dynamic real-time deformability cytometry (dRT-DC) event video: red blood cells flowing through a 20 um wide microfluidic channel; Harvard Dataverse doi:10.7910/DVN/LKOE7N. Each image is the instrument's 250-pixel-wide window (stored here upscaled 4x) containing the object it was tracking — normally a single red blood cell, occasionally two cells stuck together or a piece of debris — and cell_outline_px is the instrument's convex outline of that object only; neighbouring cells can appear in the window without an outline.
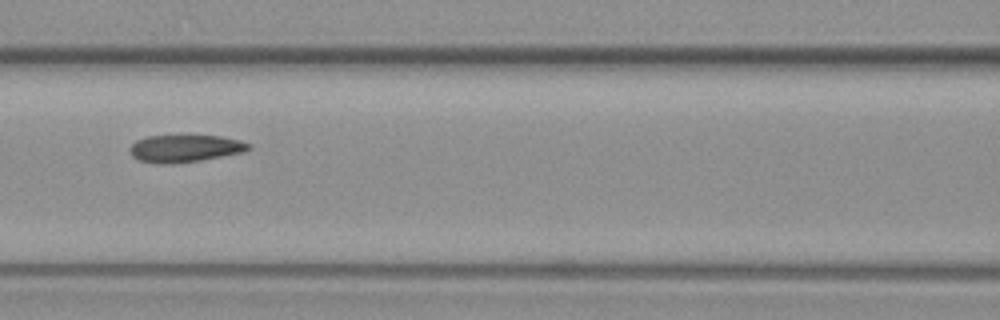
{"species": "common noctule bat (a hibernating species)", "species_latin": "Nyctalus noctula", "temperature_condition": "warm", "stored_images_in_passage": 7, "camera_frame_rate_fps": 3000, "um_per_image_px": 0.085, "animal": {"sex": "female", "body_mass_g": 19.3, "forearm_length_mm": 54.1}, "frame": {"image": 1, "passage_image": 5, "time_ms": 4.667, "image_size_px": [1000, 320], "cell_outline_px": [[252, 148], [244, 152], [200, 160], [172, 164], [160, 164], [140, 160], [132, 156], [128, 148], [136, 140], [148, 136], [220, 136], [240, 140], [252, 144]], "centroid_in_image_um": [15.74, 12.62], "position_along_channel_um": 150.9, "area_um2": 18.9}}
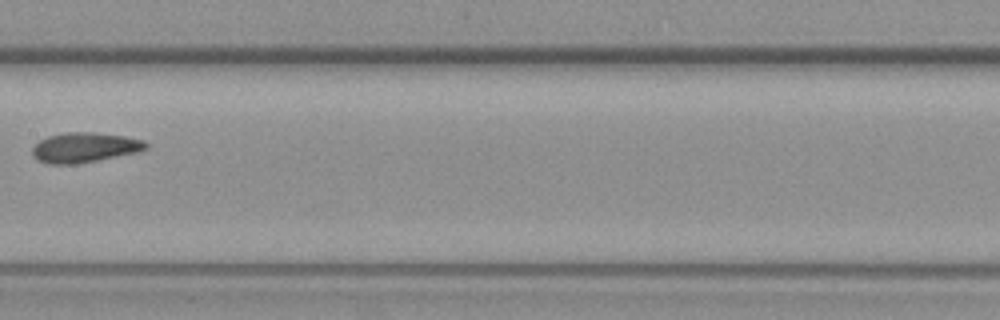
{"frame": {"image": 2, "passage_image": 6, "time_ms": 6.0, "image_size_px": [1000, 320], "cell_outline_px": [[148, 148], [140, 152], [76, 164], [48, 164], [36, 160], [32, 156], [32, 148], [40, 140], [48, 136], [64, 132], [92, 132], [124, 136], [144, 140], [148, 144]], "centroid_in_image_um": [7.19, 12.54], "position_along_channel_um": 200.2, "area_um2": 20.0}}
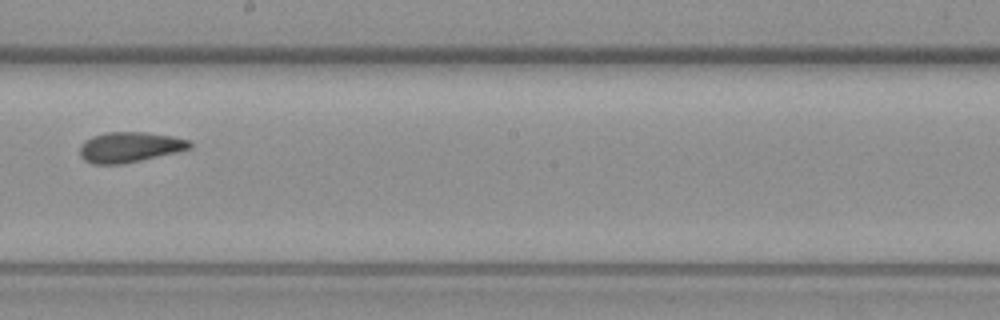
{"frame": {"image": 3, "passage_image": 7, "time_ms": 7.0, "image_size_px": [1000, 320], "cell_outline_px": [[192, 148], [176, 152], [124, 164], [92, 164], [84, 160], [80, 156], [80, 144], [84, 140], [92, 136], [108, 132], [144, 132], [172, 136], [192, 140]], "centroid_in_image_um": [11.02, 12.5], "position_along_channel_um": 237.2, "area_um2": 19.59}}